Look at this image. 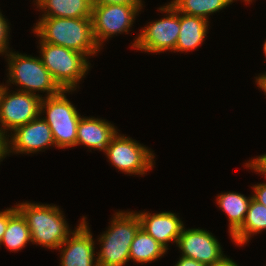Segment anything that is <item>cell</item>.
<instances>
[{
	"label": "cell",
	"instance_id": "6da1fadb",
	"mask_svg": "<svg viewBox=\"0 0 266 266\" xmlns=\"http://www.w3.org/2000/svg\"><path fill=\"white\" fill-rule=\"evenodd\" d=\"M33 32L40 37V42L78 51L87 58L96 54L100 49L93 36L91 17H41L33 28Z\"/></svg>",
	"mask_w": 266,
	"mask_h": 266
},
{
	"label": "cell",
	"instance_id": "7a4b0ae2",
	"mask_svg": "<svg viewBox=\"0 0 266 266\" xmlns=\"http://www.w3.org/2000/svg\"><path fill=\"white\" fill-rule=\"evenodd\" d=\"M16 207L27 221L32 243L58 249L71 236L72 231L57 206L25 202Z\"/></svg>",
	"mask_w": 266,
	"mask_h": 266
},
{
	"label": "cell",
	"instance_id": "3957f363",
	"mask_svg": "<svg viewBox=\"0 0 266 266\" xmlns=\"http://www.w3.org/2000/svg\"><path fill=\"white\" fill-rule=\"evenodd\" d=\"M140 228V219L135 212H117L108 231L98 240L101 243L97 254L98 266L125 265L130 260V245Z\"/></svg>",
	"mask_w": 266,
	"mask_h": 266
},
{
	"label": "cell",
	"instance_id": "277c9868",
	"mask_svg": "<svg viewBox=\"0 0 266 266\" xmlns=\"http://www.w3.org/2000/svg\"><path fill=\"white\" fill-rule=\"evenodd\" d=\"M41 61L62 90H75L89 70L87 57L63 46L40 42Z\"/></svg>",
	"mask_w": 266,
	"mask_h": 266
},
{
	"label": "cell",
	"instance_id": "5b68a950",
	"mask_svg": "<svg viewBox=\"0 0 266 266\" xmlns=\"http://www.w3.org/2000/svg\"><path fill=\"white\" fill-rule=\"evenodd\" d=\"M70 91L73 90H61L54 96L43 97L40 102V114L46 110L47 116L43 119L51 128L55 147L58 148L76 146L77 125L81 115L65 96Z\"/></svg>",
	"mask_w": 266,
	"mask_h": 266
},
{
	"label": "cell",
	"instance_id": "8992f818",
	"mask_svg": "<svg viewBox=\"0 0 266 266\" xmlns=\"http://www.w3.org/2000/svg\"><path fill=\"white\" fill-rule=\"evenodd\" d=\"M9 53V54H8ZM8 83L22 86L19 91L38 95L36 91L46 92V97L58 94L62 89L53 80L41 59L38 57L8 52Z\"/></svg>",
	"mask_w": 266,
	"mask_h": 266
},
{
	"label": "cell",
	"instance_id": "52a82bcc",
	"mask_svg": "<svg viewBox=\"0 0 266 266\" xmlns=\"http://www.w3.org/2000/svg\"><path fill=\"white\" fill-rule=\"evenodd\" d=\"M142 5L93 4L91 20L96 44L100 47L112 35L122 32L128 33Z\"/></svg>",
	"mask_w": 266,
	"mask_h": 266
},
{
	"label": "cell",
	"instance_id": "ba28073f",
	"mask_svg": "<svg viewBox=\"0 0 266 266\" xmlns=\"http://www.w3.org/2000/svg\"><path fill=\"white\" fill-rule=\"evenodd\" d=\"M159 10L167 13V17L150 22L141 30L133 43V48L149 53H162L166 50H175L180 33V12L170 3Z\"/></svg>",
	"mask_w": 266,
	"mask_h": 266
},
{
	"label": "cell",
	"instance_id": "9c48e42d",
	"mask_svg": "<svg viewBox=\"0 0 266 266\" xmlns=\"http://www.w3.org/2000/svg\"><path fill=\"white\" fill-rule=\"evenodd\" d=\"M105 154L113 166L128 174L144 175L154 165L151 150L118 132L107 146Z\"/></svg>",
	"mask_w": 266,
	"mask_h": 266
},
{
	"label": "cell",
	"instance_id": "30bf717a",
	"mask_svg": "<svg viewBox=\"0 0 266 266\" xmlns=\"http://www.w3.org/2000/svg\"><path fill=\"white\" fill-rule=\"evenodd\" d=\"M8 87L2 85L0 93L1 131H14L17 127L27 124L40 114V102L43 98L23 91L8 94Z\"/></svg>",
	"mask_w": 266,
	"mask_h": 266
},
{
	"label": "cell",
	"instance_id": "8fae6325",
	"mask_svg": "<svg viewBox=\"0 0 266 266\" xmlns=\"http://www.w3.org/2000/svg\"><path fill=\"white\" fill-rule=\"evenodd\" d=\"M177 246L182 251V256L194 259L205 266H213L225 256L220 243L212 233L199 228L185 230L183 227Z\"/></svg>",
	"mask_w": 266,
	"mask_h": 266
},
{
	"label": "cell",
	"instance_id": "7c38bea8",
	"mask_svg": "<svg viewBox=\"0 0 266 266\" xmlns=\"http://www.w3.org/2000/svg\"><path fill=\"white\" fill-rule=\"evenodd\" d=\"M85 218H82L78 227L72 232V237H68L58 248L61 249V266H98L97 258H94L93 236Z\"/></svg>",
	"mask_w": 266,
	"mask_h": 266
},
{
	"label": "cell",
	"instance_id": "4fadbf2b",
	"mask_svg": "<svg viewBox=\"0 0 266 266\" xmlns=\"http://www.w3.org/2000/svg\"><path fill=\"white\" fill-rule=\"evenodd\" d=\"M9 153H34L54 145L52 131L40 115L25 125L17 127L9 136Z\"/></svg>",
	"mask_w": 266,
	"mask_h": 266
},
{
	"label": "cell",
	"instance_id": "5bb4252c",
	"mask_svg": "<svg viewBox=\"0 0 266 266\" xmlns=\"http://www.w3.org/2000/svg\"><path fill=\"white\" fill-rule=\"evenodd\" d=\"M136 214L140 219L141 228L167 250L168 242L177 244L184 224L175 213L169 211L152 215L148 212Z\"/></svg>",
	"mask_w": 266,
	"mask_h": 266
},
{
	"label": "cell",
	"instance_id": "9a60e30c",
	"mask_svg": "<svg viewBox=\"0 0 266 266\" xmlns=\"http://www.w3.org/2000/svg\"><path fill=\"white\" fill-rule=\"evenodd\" d=\"M116 134V128L108 121L94 117H81L77 125L76 146L82 144L105 152Z\"/></svg>",
	"mask_w": 266,
	"mask_h": 266
},
{
	"label": "cell",
	"instance_id": "2e32d148",
	"mask_svg": "<svg viewBox=\"0 0 266 266\" xmlns=\"http://www.w3.org/2000/svg\"><path fill=\"white\" fill-rule=\"evenodd\" d=\"M44 14L42 17L88 18L93 10V0H36Z\"/></svg>",
	"mask_w": 266,
	"mask_h": 266
},
{
	"label": "cell",
	"instance_id": "e0dca14e",
	"mask_svg": "<svg viewBox=\"0 0 266 266\" xmlns=\"http://www.w3.org/2000/svg\"><path fill=\"white\" fill-rule=\"evenodd\" d=\"M208 23L205 18L180 13V33L174 52H187L200 46L205 39Z\"/></svg>",
	"mask_w": 266,
	"mask_h": 266
},
{
	"label": "cell",
	"instance_id": "ac0fdd59",
	"mask_svg": "<svg viewBox=\"0 0 266 266\" xmlns=\"http://www.w3.org/2000/svg\"><path fill=\"white\" fill-rule=\"evenodd\" d=\"M32 242L27 221L17 207L8 209V225L0 241L11 251H19Z\"/></svg>",
	"mask_w": 266,
	"mask_h": 266
},
{
	"label": "cell",
	"instance_id": "d6986e66",
	"mask_svg": "<svg viewBox=\"0 0 266 266\" xmlns=\"http://www.w3.org/2000/svg\"><path fill=\"white\" fill-rule=\"evenodd\" d=\"M251 197L243 194L228 192L217 195V204L229 217V233L232 236L243 224L248 211Z\"/></svg>",
	"mask_w": 266,
	"mask_h": 266
},
{
	"label": "cell",
	"instance_id": "ffe728a7",
	"mask_svg": "<svg viewBox=\"0 0 266 266\" xmlns=\"http://www.w3.org/2000/svg\"><path fill=\"white\" fill-rule=\"evenodd\" d=\"M266 229V206L251 199L242 226L231 236L234 243L243 245L251 238Z\"/></svg>",
	"mask_w": 266,
	"mask_h": 266
},
{
	"label": "cell",
	"instance_id": "44dd1931",
	"mask_svg": "<svg viewBox=\"0 0 266 266\" xmlns=\"http://www.w3.org/2000/svg\"><path fill=\"white\" fill-rule=\"evenodd\" d=\"M167 249L142 228L136 233L130 245L129 258L137 263H148L164 256Z\"/></svg>",
	"mask_w": 266,
	"mask_h": 266
},
{
	"label": "cell",
	"instance_id": "7402d4cb",
	"mask_svg": "<svg viewBox=\"0 0 266 266\" xmlns=\"http://www.w3.org/2000/svg\"><path fill=\"white\" fill-rule=\"evenodd\" d=\"M232 2L233 0H173L170 4L180 13L208 20L210 14L222 10Z\"/></svg>",
	"mask_w": 266,
	"mask_h": 266
},
{
	"label": "cell",
	"instance_id": "603a6c76",
	"mask_svg": "<svg viewBox=\"0 0 266 266\" xmlns=\"http://www.w3.org/2000/svg\"><path fill=\"white\" fill-rule=\"evenodd\" d=\"M246 167L254 169L256 172L262 173L266 177V173L252 160L249 163H246ZM254 195L252 198L257 202L266 206V183H260L253 186Z\"/></svg>",
	"mask_w": 266,
	"mask_h": 266
},
{
	"label": "cell",
	"instance_id": "cb8c5ba5",
	"mask_svg": "<svg viewBox=\"0 0 266 266\" xmlns=\"http://www.w3.org/2000/svg\"><path fill=\"white\" fill-rule=\"evenodd\" d=\"M9 27L7 20L3 17L2 13L0 12V54L8 53V38H9Z\"/></svg>",
	"mask_w": 266,
	"mask_h": 266
},
{
	"label": "cell",
	"instance_id": "d4e9b609",
	"mask_svg": "<svg viewBox=\"0 0 266 266\" xmlns=\"http://www.w3.org/2000/svg\"><path fill=\"white\" fill-rule=\"evenodd\" d=\"M7 134L0 130V161L9 154V137H6Z\"/></svg>",
	"mask_w": 266,
	"mask_h": 266
},
{
	"label": "cell",
	"instance_id": "484cf974",
	"mask_svg": "<svg viewBox=\"0 0 266 266\" xmlns=\"http://www.w3.org/2000/svg\"><path fill=\"white\" fill-rule=\"evenodd\" d=\"M93 4H143L141 0H93Z\"/></svg>",
	"mask_w": 266,
	"mask_h": 266
},
{
	"label": "cell",
	"instance_id": "4316f807",
	"mask_svg": "<svg viewBox=\"0 0 266 266\" xmlns=\"http://www.w3.org/2000/svg\"><path fill=\"white\" fill-rule=\"evenodd\" d=\"M8 225V209L0 211V241Z\"/></svg>",
	"mask_w": 266,
	"mask_h": 266
},
{
	"label": "cell",
	"instance_id": "83f0119b",
	"mask_svg": "<svg viewBox=\"0 0 266 266\" xmlns=\"http://www.w3.org/2000/svg\"><path fill=\"white\" fill-rule=\"evenodd\" d=\"M175 266H205V265L194 259L182 256L179 259V261L175 264Z\"/></svg>",
	"mask_w": 266,
	"mask_h": 266
},
{
	"label": "cell",
	"instance_id": "f1b7e54d",
	"mask_svg": "<svg viewBox=\"0 0 266 266\" xmlns=\"http://www.w3.org/2000/svg\"><path fill=\"white\" fill-rule=\"evenodd\" d=\"M213 266H238L233 260L224 256L221 260L216 262Z\"/></svg>",
	"mask_w": 266,
	"mask_h": 266
},
{
	"label": "cell",
	"instance_id": "f546056e",
	"mask_svg": "<svg viewBox=\"0 0 266 266\" xmlns=\"http://www.w3.org/2000/svg\"><path fill=\"white\" fill-rule=\"evenodd\" d=\"M253 161L266 173V154L258 156Z\"/></svg>",
	"mask_w": 266,
	"mask_h": 266
},
{
	"label": "cell",
	"instance_id": "4dcf8cb0",
	"mask_svg": "<svg viewBox=\"0 0 266 266\" xmlns=\"http://www.w3.org/2000/svg\"><path fill=\"white\" fill-rule=\"evenodd\" d=\"M257 85H266V73L255 78Z\"/></svg>",
	"mask_w": 266,
	"mask_h": 266
},
{
	"label": "cell",
	"instance_id": "1f68e13d",
	"mask_svg": "<svg viewBox=\"0 0 266 266\" xmlns=\"http://www.w3.org/2000/svg\"><path fill=\"white\" fill-rule=\"evenodd\" d=\"M258 87L266 93V85H258Z\"/></svg>",
	"mask_w": 266,
	"mask_h": 266
},
{
	"label": "cell",
	"instance_id": "d6a6232c",
	"mask_svg": "<svg viewBox=\"0 0 266 266\" xmlns=\"http://www.w3.org/2000/svg\"><path fill=\"white\" fill-rule=\"evenodd\" d=\"M263 51H264V53H265V56H266V41L264 42V46H263Z\"/></svg>",
	"mask_w": 266,
	"mask_h": 266
},
{
	"label": "cell",
	"instance_id": "836d02e7",
	"mask_svg": "<svg viewBox=\"0 0 266 266\" xmlns=\"http://www.w3.org/2000/svg\"><path fill=\"white\" fill-rule=\"evenodd\" d=\"M244 1H245V2H248V3H249V2H252V0H244Z\"/></svg>",
	"mask_w": 266,
	"mask_h": 266
}]
</instances>
